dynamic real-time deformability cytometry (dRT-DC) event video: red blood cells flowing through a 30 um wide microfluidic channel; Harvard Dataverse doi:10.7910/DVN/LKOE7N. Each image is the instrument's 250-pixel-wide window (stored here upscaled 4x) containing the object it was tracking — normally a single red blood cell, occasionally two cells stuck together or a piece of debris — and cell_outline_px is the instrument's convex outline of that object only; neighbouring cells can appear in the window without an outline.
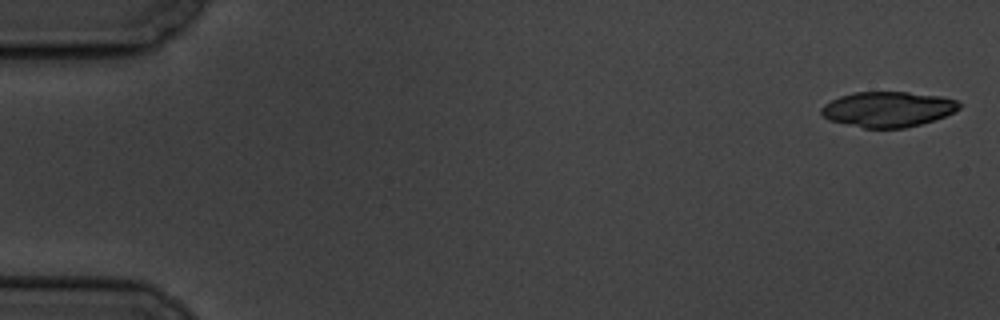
{"species": "common noctule bat (a hibernating species)", "species_latin": "Nyctalus noctula", "temperature_condition": "cold", "stored_images_in_passage": 8, "camera_frame_rate_fps": 3000, "um_per_image_px": 0.085, "animal": {"sex": "male", "body_mass_g": 19.5, "forearm_length_mm": 54.6}, "frame": {"image": 1, "passage_image": 1, "time_ms": 0.0, "image_size_px": [1000, 320], "cell_outline_px": [[960, 108], [944, 116], [920, 124], [904, 128], [864, 128], [828, 120], [820, 112], [820, 108], [824, 104], [840, 96], [856, 92], [908, 92], [940, 96], [956, 100], [960, 104]], "centroid_in_image_um": [75.44, 9.28], "position_along_channel_um": 9.6, "area_um2": 28.21}}